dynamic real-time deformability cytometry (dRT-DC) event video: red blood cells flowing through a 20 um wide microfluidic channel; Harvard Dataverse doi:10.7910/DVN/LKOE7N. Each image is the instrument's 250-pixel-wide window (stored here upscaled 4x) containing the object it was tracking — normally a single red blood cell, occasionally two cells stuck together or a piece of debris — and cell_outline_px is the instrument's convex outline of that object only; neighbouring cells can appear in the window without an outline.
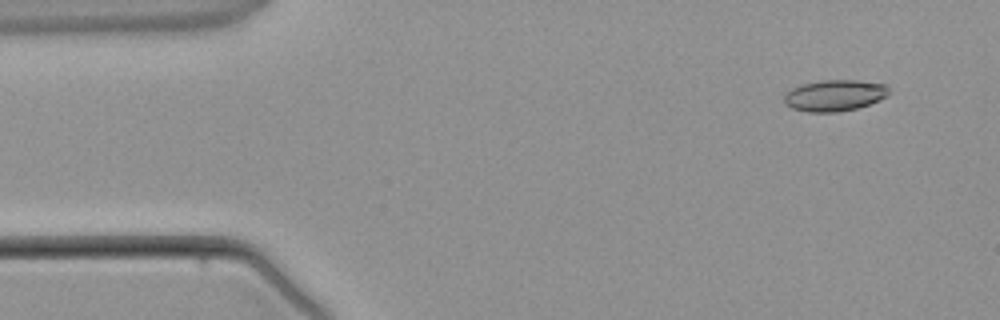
{"species": "common noctule bat (a hibernating species)", "species_latin": "Nyctalus noctula", "temperature_condition": "warm", "stored_images_in_passage": 3, "camera_frame_rate_fps": 3000, "um_per_image_px": 0.085, "animal": {"sex": "male", "body_mass_g": 21.5, "forearm_length_mm": 52.0}, "frame": {"image": 1, "passage_image": 1, "time_ms": 0.0, "image_size_px": [1000, 320], "cell_outline_px": [[892, 92], [888, 96], [880, 100], [856, 108], [840, 112], [808, 112], [792, 108], [784, 104], [784, 92], [792, 88], [804, 84], [824, 80], [856, 80], [888, 84]], "centroid_in_image_um": [70.98, 8.11], "position_along_channel_um": 14.0, "area_um2": 19.36}}